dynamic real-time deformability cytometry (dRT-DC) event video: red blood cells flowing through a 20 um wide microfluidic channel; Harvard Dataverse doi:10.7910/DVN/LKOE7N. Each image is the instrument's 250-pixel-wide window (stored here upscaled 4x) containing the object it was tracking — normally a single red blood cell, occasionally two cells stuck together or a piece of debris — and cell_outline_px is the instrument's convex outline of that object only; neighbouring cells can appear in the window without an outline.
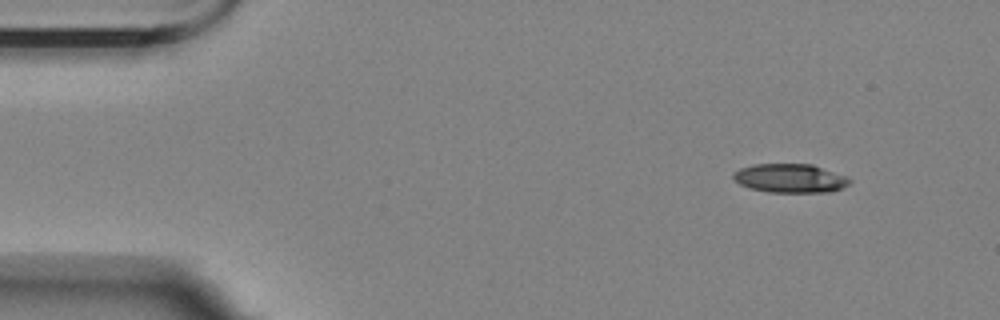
{"species": "Egyptian fruit bat (a non-hibernating species)", "species_latin": "Rousettus aegyptiacus", "temperature_condition": "room temperature", "stored_images_in_passage": 5, "camera_frame_rate_fps": 3000, "um_per_image_px": 0.085, "animal": {"sex": "female"}, "frame": {"image": 1, "passage_image": 1, "time_ms": 0.0, "image_size_px": [1000, 320], "cell_outline_px": [[852, 180], [848, 184], [832, 192], [768, 192], [752, 188], [740, 184], [732, 176], [732, 172], [740, 168], [752, 164], [812, 164], [844, 176]], "centroid_in_image_um": [67.13, 15.15], "position_along_channel_um": 17.9, "area_um2": 19.36}}
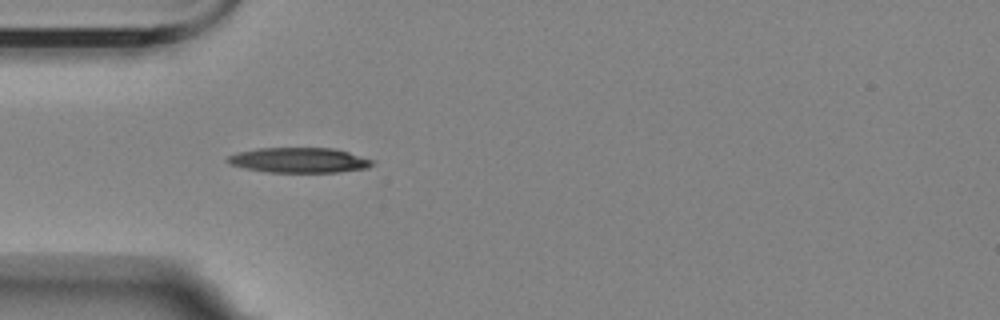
{"frame": {"image": 2, "passage_image": 4, "time_ms": 3.667, "image_size_px": [1000, 320], "cell_outline_px": [[376, 164], [368, 168], [340, 172], [268, 172], [244, 168], [232, 164], [224, 160], [228, 156], [236, 152], [256, 148], [336, 148], [376, 160]], "centroid_in_image_um": [25.48, 13.61], "position_along_channel_um": 59.5, "area_um2": 21.5}}
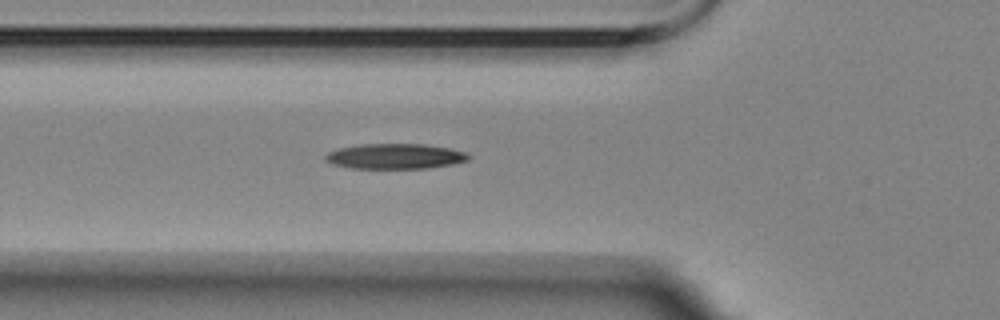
{"frame": {"image": 3, "passage_image": 5, "time_ms": 4.667, "image_size_px": [1000, 320], "cell_outline_px": [[472, 156], [468, 160], [452, 164], [428, 168], [352, 168], [332, 164], [324, 160], [324, 156], [328, 152], [336, 148], [356, 144], [424, 144], [448, 148], [464, 152]], "centroid_in_image_um": [33.53, 13.28], "position_along_channel_um": 92.3, "area_um2": 21.15}}